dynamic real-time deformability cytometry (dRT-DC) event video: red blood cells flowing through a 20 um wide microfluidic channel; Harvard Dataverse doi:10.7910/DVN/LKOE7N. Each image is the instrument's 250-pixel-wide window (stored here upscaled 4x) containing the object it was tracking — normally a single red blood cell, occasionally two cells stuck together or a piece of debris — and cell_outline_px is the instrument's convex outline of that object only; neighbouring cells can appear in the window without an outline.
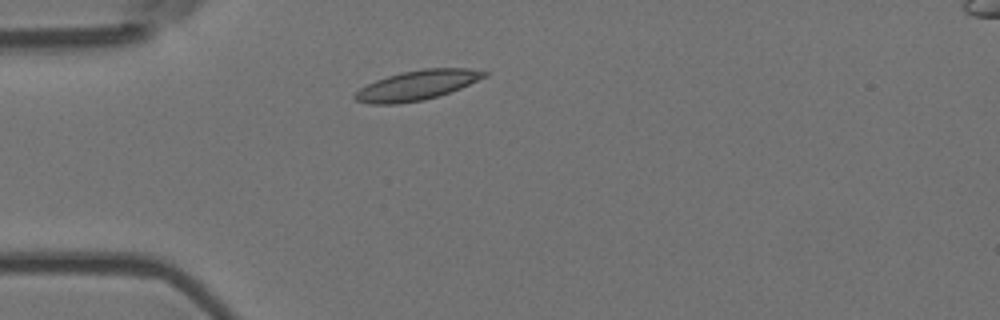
{"species": "Egyptian fruit bat (a non-hibernating species)", "species_latin": "Rousettus aegyptiacus", "temperature_condition": "room temperature", "stored_images_in_passage": 2, "camera_frame_rate_fps": 3000, "um_per_image_px": 0.085, "animal": {"sex": "female"}, "frame": {"image": 1, "passage_image": 2, "time_ms": 0.333, "image_size_px": [1000, 320], "cell_outline_px": [[492, 72], [488, 76], [460, 88], [424, 100], [396, 104], [372, 104], [356, 100], [352, 96], [360, 88], [376, 80], [400, 72], [424, 68], [468, 68]], "centroid_in_image_um": [35.48, 7.23], "position_along_channel_um": 49.5, "area_um2": 22.37}}